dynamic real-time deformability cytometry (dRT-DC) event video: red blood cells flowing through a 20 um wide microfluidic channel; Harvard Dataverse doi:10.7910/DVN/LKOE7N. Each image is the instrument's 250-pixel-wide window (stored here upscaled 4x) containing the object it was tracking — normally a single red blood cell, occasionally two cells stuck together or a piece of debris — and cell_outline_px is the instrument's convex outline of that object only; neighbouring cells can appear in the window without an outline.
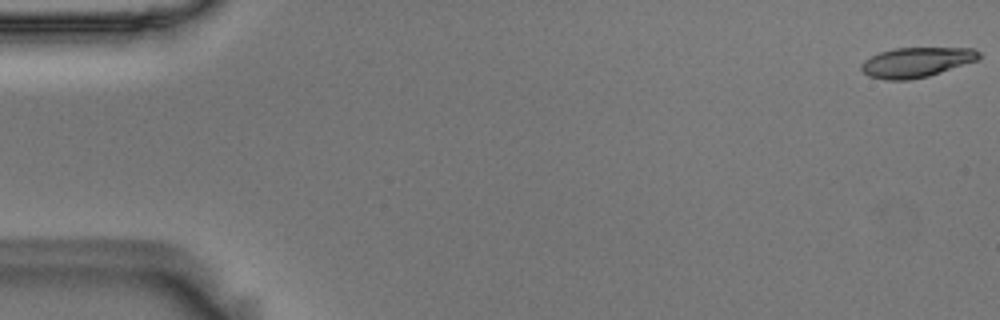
{"species": "Egyptian fruit bat (a non-hibernating species)", "species_latin": "Rousettus aegyptiacus", "temperature_condition": "room temperature", "stored_images_in_passage": 56, "camera_frame_rate_fps": 3000, "um_per_image_px": 0.085, "animal": {"sex": "male"}, "frame": {"image": 1, "passage_image": 1, "time_ms": 0.0, "image_size_px": [1000, 320], "cell_outline_px": [[980, 60], [928, 76], [908, 80], [884, 80], [868, 76], [860, 68], [860, 64], [864, 60], [880, 52], [896, 48], [976, 48], [980, 52]], "centroid_in_image_um": [77.92, 5.29], "position_along_channel_um": 7.1, "area_um2": 20.63}}
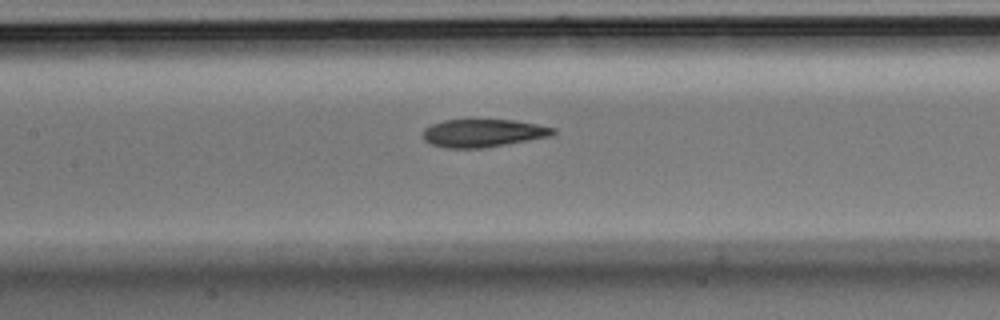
{"frame": {"image": 2, "passage_image": 26, "time_ms": 8.333, "image_size_px": [1000, 320], "cell_outline_px": [[556, 132], [552, 136], [480, 148], [444, 148], [432, 144], [424, 140], [424, 128], [432, 124], [444, 120], [472, 116], [516, 120], [556, 128]], "centroid_in_image_um": [41.05, 11.25], "position_along_channel_um": 166.4, "area_um2": 22.02}}
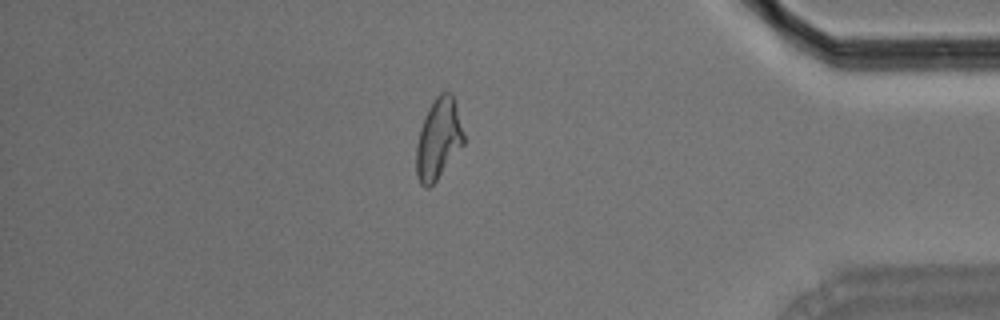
{"frame": {"image": 3, "passage_image": 48, "time_ms": 15.667, "image_size_px": [1000, 320], "cell_outline_px": [[464, 144], [436, 180], [428, 188], [424, 188], [420, 184], [416, 172], [416, 144], [420, 128], [428, 108], [436, 96], [440, 92], [452, 92], [456, 100], [464, 136]], "centroid_in_image_um": [37.27, 11.78], "position_along_channel_um": 397.9, "area_um2": 22.43}, "authors_computed_cell_mechanics": {"area_um2": 21.8773, "velocity_mm_per_s": 3.6163, "shape_relaxation_time_tau1_ms": 4.8379, "shape_relaxation_time_tau2_ms": 2.093, "deformation_change_tau1": 0.1753, "deformation_change_tau2": 0.1029}}